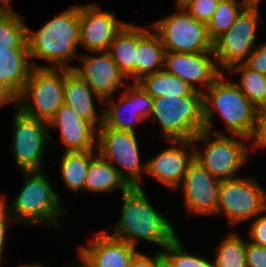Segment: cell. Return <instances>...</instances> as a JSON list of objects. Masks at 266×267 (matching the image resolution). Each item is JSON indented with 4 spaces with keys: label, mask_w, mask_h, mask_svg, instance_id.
Listing matches in <instances>:
<instances>
[{
    "label": "cell",
    "mask_w": 266,
    "mask_h": 267,
    "mask_svg": "<svg viewBox=\"0 0 266 267\" xmlns=\"http://www.w3.org/2000/svg\"><path fill=\"white\" fill-rule=\"evenodd\" d=\"M266 210V189L251 178L221 180L217 214H224L230 226L255 218Z\"/></svg>",
    "instance_id": "cell-11"
},
{
    "label": "cell",
    "mask_w": 266,
    "mask_h": 267,
    "mask_svg": "<svg viewBox=\"0 0 266 267\" xmlns=\"http://www.w3.org/2000/svg\"><path fill=\"white\" fill-rule=\"evenodd\" d=\"M160 267H169L165 262Z\"/></svg>",
    "instance_id": "cell-45"
},
{
    "label": "cell",
    "mask_w": 266,
    "mask_h": 267,
    "mask_svg": "<svg viewBox=\"0 0 266 267\" xmlns=\"http://www.w3.org/2000/svg\"><path fill=\"white\" fill-rule=\"evenodd\" d=\"M27 24L13 9L0 12V52H29Z\"/></svg>",
    "instance_id": "cell-25"
},
{
    "label": "cell",
    "mask_w": 266,
    "mask_h": 267,
    "mask_svg": "<svg viewBox=\"0 0 266 267\" xmlns=\"http://www.w3.org/2000/svg\"><path fill=\"white\" fill-rule=\"evenodd\" d=\"M252 0H220L217 8L207 23V32L210 40L214 42L218 37L228 31L240 12Z\"/></svg>",
    "instance_id": "cell-30"
},
{
    "label": "cell",
    "mask_w": 266,
    "mask_h": 267,
    "mask_svg": "<svg viewBox=\"0 0 266 267\" xmlns=\"http://www.w3.org/2000/svg\"><path fill=\"white\" fill-rule=\"evenodd\" d=\"M14 222L13 218L8 214L6 208L0 202V266L2 265L1 261L3 259V249L5 247L6 241V231H7V223Z\"/></svg>",
    "instance_id": "cell-40"
},
{
    "label": "cell",
    "mask_w": 266,
    "mask_h": 267,
    "mask_svg": "<svg viewBox=\"0 0 266 267\" xmlns=\"http://www.w3.org/2000/svg\"><path fill=\"white\" fill-rule=\"evenodd\" d=\"M24 185L11 204L0 202L16 224H48L61 229L59 218L67 213L44 171H23ZM10 205V206H8ZM60 226V227H59Z\"/></svg>",
    "instance_id": "cell-4"
},
{
    "label": "cell",
    "mask_w": 266,
    "mask_h": 267,
    "mask_svg": "<svg viewBox=\"0 0 266 267\" xmlns=\"http://www.w3.org/2000/svg\"><path fill=\"white\" fill-rule=\"evenodd\" d=\"M48 123L29 117L19 111L13 119V159L17 167L23 171H40L46 142L50 140Z\"/></svg>",
    "instance_id": "cell-12"
},
{
    "label": "cell",
    "mask_w": 266,
    "mask_h": 267,
    "mask_svg": "<svg viewBox=\"0 0 266 267\" xmlns=\"http://www.w3.org/2000/svg\"><path fill=\"white\" fill-rule=\"evenodd\" d=\"M218 246L215 267H247L246 241L238 233L230 232Z\"/></svg>",
    "instance_id": "cell-31"
},
{
    "label": "cell",
    "mask_w": 266,
    "mask_h": 267,
    "mask_svg": "<svg viewBox=\"0 0 266 267\" xmlns=\"http://www.w3.org/2000/svg\"><path fill=\"white\" fill-rule=\"evenodd\" d=\"M176 6L177 12L150 25L159 35L165 52H213L207 24L197 21L182 5Z\"/></svg>",
    "instance_id": "cell-7"
},
{
    "label": "cell",
    "mask_w": 266,
    "mask_h": 267,
    "mask_svg": "<svg viewBox=\"0 0 266 267\" xmlns=\"http://www.w3.org/2000/svg\"><path fill=\"white\" fill-rule=\"evenodd\" d=\"M78 256L90 267H129L136 247L100 231L86 246L78 247Z\"/></svg>",
    "instance_id": "cell-19"
},
{
    "label": "cell",
    "mask_w": 266,
    "mask_h": 267,
    "mask_svg": "<svg viewBox=\"0 0 266 267\" xmlns=\"http://www.w3.org/2000/svg\"><path fill=\"white\" fill-rule=\"evenodd\" d=\"M185 0H176L177 4H182Z\"/></svg>",
    "instance_id": "cell-44"
},
{
    "label": "cell",
    "mask_w": 266,
    "mask_h": 267,
    "mask_svg": "<svg viewBox=\"0 0 266 267\" xmlns=\"http://www.w3.org/2000/svg\"><path fill=\"white\" fill-rule=\"evenodd\" d=\"M122 200L119 223L107 231L109 235L134 247L142 239L161 249L177 237L170 221L151 205L142 187H130Z\"/></svg>",
    "instance_id": "cell-1"
},
{
    "label": "cell",
    "mask_w": 266,
    "mask_h": 267,
    "mask_svg": "<svg viewBox=\"0 0 266 267\" xmlns=\"http://www.w3.org/2000/svg\"><path fill=\"white\" fill-rule=\"evenodd\" d=\"M138 83L153 99L156 97H185L194 92L186 82L167 73L164 69L143 77Z\"/></svg>",
    "instance_id": "cell-27"
},
{
    "label": "cell",
    "mask_w": 266,
    "mask_h": 267,
    "mask_svg": "<svg viewBox=\"0 0 266 267\" xmlns=\"http://www.w3.org/2000/svg\"><path fill=\"white\" fill-rule=\"evenodd\" d=\"M93 53L99 55H79L80 67L74 66L72 70L106 103L112 98V95L117 93L118 89L127 85L124 81L126 77L107 51Z\"/></svg>",
    "instance_id": "cell-17"
},
{
    "label": "cell",
    "mask_w": 266,
    "mask_h": 267,
    "mask_svg": "<svg viewBox=\"0 0 266 267\" xmlns=\"http://www.w3.org/2000/svg\"><path fill=\"white\" fill-rule=\"evenodd\" d=\"M130 186L119 175L118 171L97 151L91 158L84 183V192H114L118 189L122 194Z\"/></svg>",
    "instance_id": "cell-23"
},
{
    "label": "cell",
    "mask_w": 266,
    "mask_h": 267,
    "mask_svg": "<svg viewBox=\"0 0 266 267\" xmlns=\"http://www.w3.org/2000/svg\"><path fill=\"white\" fill-rule=\"evenodd\" d=\"M220 0H185L181 5L197 20L207 24Z\"/></svg>",
    "instance_id": "cell-33"
},
{
    "label": "cell",
    "mask_w": 266,
    "mask_h": 267,
    "mask_svg": "<svg viewBox=\"0 0 266 267\" xmlns=\"http://www.w3.org/2000/svg\"><path fill=\"white\" fill-rule=\"evenodd\" d=\"M48 127L60 130V140L66 152L94 151V147H97V129L66 104L55 113Z\"/></svg>",
    "instance_id": "cell-20"
},
{
    "label": "cell",
    "mask_w": 266,
    "mask_h": 267,
    "mask_svg": "<svg viewBox=\"0 0 266 267\" xmlns=\"http://www.w3.org/2000/svg\"><path fill=\"white\" fill-rule=\"evenodd\" d=\"M79 259H80V263H81V264H78V265H76V266H74V267H90V266L83 260L82 257L79 256ZM71 267H73V266H71Z\"/></svg>",
    "instance_id": "cell-43"
},
{
    "label": "cell",
    "mask_w": 266,
    "mask_h": 267,
    "mask_svg": "<svg viewBox=\"0 0 266 267\" xmlns=\"http://www.w3.org/2000/svg\"><path fill=\"white\" fill-rule=\"evenodd\" d=\"M10 103H14L15 113H18L21 108V92L11 84L0 83V108Z\"/></svg>",
    "instance_id": "cell-38"
},
{
    "label": "cell",
    "mask_w": 266,
    "mask_h": 267,
    "mask_svg": "<svg viewBox=\"0 0 266 267\" xmlns=\"http://www.w3.org/2000/svg\"><path fill=\"white\" fill-rule=\"evenodd\" d=\"M260 1L252 0L236 17L232 27L213 42V53L223 72L244 63L255 48Z\"/></svg>",
    "instance_id": "cell-9"
},
{
    "label": "cell",
    "mask_w": 266,
    "mask_h": 267,
    "mask_svg": "<svg viewBox=\"0 0 266 267\" xmlns=\"http://www.w3.org/2000/svg\"><path fill=\"white\" fill-rule=\"evenodd\" d=\"M138 46V26L127 22L110 44L108 53L127 79L135 82V56Z\"/></svg>",
    "instance_id": "cell-24"
},
{
    "label": "cell",
    "mask_w": 266,
    "mask_h": 267,
    "mask_svg": "<svg viewBox=\"0 0 266 267\" xmlns=\"http://www.w3.org/2000/svg\"><path fill=\"white\" fill-rule=\"evenodd\" d=\"M249 242L266 247V210L257 215L249 227Z\"/></svg>",
    "instance_id": "cell-34"
},
{
    "label": "cell",
    "mask_w": 266,
    "mask_h": 267,
    "mask_svg": "<svg viewBox=\"0 0 266 267\" xmlns=\"http://www.w3.org/2000/svg\"><path fill=\"white\" fill-rule=\"evenodd\" d=\"M119 97L117 103L112 97L113 100L109 101L107 109L103 110V124L116 130L136 132V124L150 119L153 98L138 82H132Z\"/></svg>",
    "instance_id": "cell-13"
},
{
    "label": "cell",
    "mask_w": 266,
    "mask_h": 267,
    "mask_svg": "<svg viewBox=\"0 0 266 267\" xmlns=\"http://www.w3.org/2000/svg\"><path fill=\"white\" fill-rule=\"evenodd\" d=\"M239 139L250 141L240 136L237 140L226 133H218V135L216 133L214 137L213 133L201 131L192 141L193 144L202 142L205 147L200 151L194 149V159L220 180L238 178L235 173L249 159L248 150L250 149L243 140Z\"/></svg>",
    "instance_id": "cell-8"
},
{
    "label": "cell",
    "mask_w": 266,
    "mask_h": 267,
    "mask_svg": "<svg viewBox=\"0 0 266 267\" xmlns=\"http://www.w3.org/2000/svg\"><path fill=\"white\" fill-rule=\"evenodd\" d=\"M240 74V82L235 84L244 96L260 110L266 104V75L249 68L245 63L233 65L227 70Z\"/></svg>",
    "instance_id": "cell-29"
},
{
    "label": "cell",
    "mask_w": 266,
    "mask_h": 267,
    "mask_svg": "<svg viewBox=\"0 0 266 267\" xmlns=\"http://www.w3.org/2000/svg\"><path fill=\"white\" fill-rule=\"evenodd\" d=\"M253 138V139H252ZM251 150L258 149L259 147H266V110H259L257 114V119L255 123V129L250 137Z\"/></svg>",
    "instance_id": "cell-35"
},
{
    "label": "cell",
    "mask_w": 266,
    "mask_h": 267,
    "mask_svg": "<svg viewBox=\"0 0 266 267\" xmlns=\"http://www.w3.org/2000/svg\"><path fill=\"white\" fill-rule=\"evenodd\" d=\"M260 110H266V104Z\"/></svg>",
    "instance_id": "cell-46"
},
{
    "label": "cell",
    "mask_w": 266,
    "mask_h": 267,
    "mask_svg": "<svg viewBox=\"0 0 266 267\" xmlns=\"http://www.w3.org/2000/svg\"><path fill=\"white\" fill-rule=\"evenodd\" d=\"M153 103L151 121H158L164 139L193 140L204 131L202 93L194 91L185 97H156Z\"/></svg>",
    "instance_id": "cell-5"
},
{
    "label": "cell",
    "mask_w": 266,
    "mask_h": 267,
    "mask_svg": "<svg viewBox=\"0 0 266 267\" xmlns=\"http://www.w3.org/2000/svg\"><path fill=\"white\" fill-rule=\"evenodd\" d=\"M27 42L30 59L50 62L44 68L73 69L67 63L79 58V6H71L36 31L27 27Z\"/></svg>",
    "instance_id": "cell-2"
},
{
    "label": "cell",
    "mask_w": 266,
    "mask_h": 267,
    "mask_svg": "<svg viewBox=\"0 0 266 267\" xmlns=\"http://www.w3.org/2000/svg\"><path fill=\"white\" fill-rule=\"evenodd\" d=\"M125 24L112 11H101L96 3L79 6V45L90 52L108 51Z\"/></svg>",
    "instance_id": "cell-15"
},
{
    "label": "cell",
    "mask_w": 266,
    "mask_h": 267,
    "mask_svg": "<svg viewBox=\"0 0 266 267\" xmlns=\"http://www.w3.org/2000/svg\"><path fill=\"white\" fill-rule=\"evenodd\" d=\"M19 267H46V265H43L41 263H38V264H30V263H22Z\"/></svg>",
    "instance_id": "cell-41"
},
{
    "label": "cell",
    "mask_w": 266,
    "mask_h": 267,
    "mask_svg": "<svg viewBox=\"0 0 266 267\" xmlns=\"http://www.w3.org/2000/svg\"><path fill=\"white\" fill-rule=\"evenodd\" d=\"M93 96L99 103L104 104L76 72L65 68L64 104L98 129L103 124V110L100 114L96 113Z\"/></svg>",
    "instance_id": "cell-21"
},
{
    "label": "cell",
    "mask_w": 266,
    "mask_h": 267,
    "mask_svg": "<svg viewBox=\"0 0 266 267\" xmlns=\"http://www.w3.org/2000/svg\"><path fill=\"white\" fill-rule=\"evenodd\" d=\"M65 68L33 67L21 92L20 111L49 123L64 104Z\"/></svg>",
    "instance_id": "cell-6"
},
{
    "label": "cell",
    "mask_w": 266,
    "mask_h": 267,
    "mask_svg": "<svg viewBox=\"0 0 266 267\" xmlns=\"http://www.w3.org/2000/svg\"><path fill=\"white\" fill-rule=\"evenodd\" d=\"M214 59L216 58L213 52H165L163 69L167 73L179 77L194 91L203 93L204 87L208 89L223 73ZM195 83H200V87H204L199 89Z\"/></svg>",
    "instance_id": "cell-14"
},
{
    "label": "cell",
    "mask_w": 266,
    "mask_h": 267,
    "mask_svg": "<svg viewBox=\"0 0 266 267\" xmlns=\"http://www.w3.org/2000/svg\"><path fill=\"white\" fill-rule=\"evenodd\" d=\"M165 49L159 35L138 26V46L135 56V82L164 68Z\"/></svg>",
    "instance_id": "cell-22"
},
{
    "label": "cell",
    "mask_w": 266,
    "mask_h": 267,
    "mask_svg": "<svg viewBox=\"0 0 266 267\" xmlns=\"http://www.w3.org/2000/svg\"><path fill=\"white\" fill-rule=\"evenodd\" d=\"M161 252L164 262L169 267H215L214 261L190 254L178 237L167 244Z\"/></svg>",
    "instance_id": "cell-32"
},
{
    "label": "cell",
    "mask_w": 266,
    "mask_h": 267,
    "mask_svg": "<svg viewBox=\"0 0 266 267\" xmlns=\"http://www.w3.org/2000/svg\"><path fill=\"white\" fill-rule=\"evenodd\" d=\"M138 145L136 132L116 130L104 124L97 129V152L130 187H141L142 175L146 173V163L142 166L140 162Z\"/></svg>",
    "instance_id": "cell-10"
},
{
    "label": "cell",
    "mask_w": 266,
    "mask_h": 267,
    "mask_svg": "<svg viewBox=\"0 0 266 267\" xmlns=\"http://www.w3.org/2000/svg\"><path fill=\"white\" fill-rule=\"evenodd\" d=\"M95 151H72L62 154L61 175L66 188L73 192L84 191V183L91 158Z\"/></svg>",
    "instance_id": "cell-28"
},
{
    "label": "cell",
    "mask_w": 266,
    "mask_h": 267,
    "mask_svg": "<svg viewBox=\"0 0 266 267\" xmlns=\"http://www.w3.org/2000/svg\"><path fill=\"white\" fill-rule=\"evenodd\" d=\"M152 257L138 251L133 256L129 267H160L164 263V258L161 251H157V253Z\"/></svg>",
    "instance_id": "cell-39"
},
{
    "label": "cell",
    "mask_w": 266,
    "mask_h": 267,
    "mask_svg": "<svg viewBox=\"0 0 266 267\" xmlns=\"http://www.w3.org/2000/svg\"><path fill=\"white\" fill-rule=\"evenodd\" d=\"M247 267H266V247L246 241Z\"/></svg>",
    "instance_id": "cell-36"
},
{
    "label": "cell",
    "mask_w": 266,
    "mask_h": 267,
    "mask_svg": "<svg viewBox=\"0 0 266 267\" xmlns=\"http://www.w3.org/2000/svg\"><path fill=\"white\" fill-rule=\"evenodd\" d=\"M29 60V52H0V83L11 84L22 92L32 68H44Z\"/></svg>",
    "instance_id": "cell-26"
},
{
    "label": "cell",
    "mask_w": 266,
    "mask_h": 267,
    "mask_svg": "<svg viewBox=\"0 0 266 267\" xmlns=\"http://www.w3.org/2000/svg\"><path fill=\"white\" fill-rule=\"evenodd\" d=\"M249 68L266 75V42L255 46L248 59L244 62Z\"/></svg>",
    "instance_id": "cell-37"
},
{
    "label": "cell",
    "mask_w": 266,
    "mask_h": 267,
    "mask_svg": "<svg viewBox=\"0 0 266 267\" xmlns=\"http://www.w3.org/2000/svg\"><path fill=\"white\" fill-rule=\"evenodd\" d=\"M224 72L204 90V131L212 132L213 118L219 114L227 126L228 133L237 138L250 139L257 119L258 109L244 96L235 82L225 80Z\"/></svg>",
    "instance_id": "cell-3"
},
{
    "label": "cell",
    "mask_w": 266,
    "mask_h": 267,
    "mask_svg": "<svg viewBox=\"0 0 266 267\" xmlns=\"http://www.w3.org/2000/svg\"><path fill=\"white\" fill-rule=\"evenodd\" d=\"M220 181L194 159L179 186L183 189L187 211L196 215H215Z\"/></svg>",
    "instance_id": "cell-16"
},
{
    "label": "cell",
    "mask_w": 266,
    "mask_h": 267,
    "mask_svg": "<svg viewBox=\"0 0 266 267\" xmlns=\"http://www.w3.org/2000/svg\"><path fill=\"white\" fill-rule=\"evenodd\" d=\"M170 142L173 146L166 148L146 162V173L156 178L162 185L178 190L189 164L194 160L195 148H193L192 140Z\"/></svg>",
    "instance_id": "cell-18"
},
{
    "label": "cell",
    "mask_w": 266,
    "mask_h": 267,
    "mask_svg": "<svg viewBox=\"0 0 266 267\" xmlns=\"http://www.w3.org/2000/svg\"><path fill=\"white\" fill-rule=\"evenodd\" d=\"M0 2L3 9H11V6L9 7L11 0H0Z\"/></svg>",
    "instance_id": "cell-42"
}]
</instances>
